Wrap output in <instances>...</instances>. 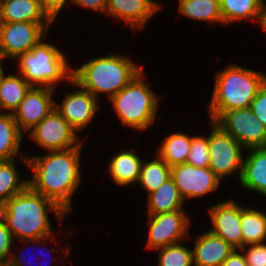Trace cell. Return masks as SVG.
<instances>
[{"mask_svg":"<svg viewBox=\"0 0 266 266\" xmlns=\"http://www.w3.org/2000/svg\"><path fill=\"white\" fill-rule=\"evenodd\" d=\"M81 148L82 144L67 150L50 151L44 156L21 157L33 171V178L28 179L29 186L66 213L71 211V197L81 181Z\"/></svg>","mask_w":266,"mask_h":266,"instance_id":"obj_1","label":"cell"},{"mask_svg":"<svg viewBox=\"0 0 266 266\" xmlns=\"http://www.w3.org/2000/svg\"><path fill=\"white\" fill-rule=\"evenodd\" d=\"M55 213L59 220L67 214L58 204L34 191L29 185L0 206V217L10 230L13 238L21 242H40L50 239L48 212ZM18 236V237H17Z\"/></svg>","mask_w":266,"mask_h":266,"instance_id":"obj_2","label":"cell"},{"mask_svg":"<svg viewBox=\"0 0 266 266\" xmlns=\"http://www.w3.org/2000/svg\"><path fill=\"white\" fill-rule=\"evenodd\" d=\"M141 71L129 57L112 54L92 58L79 68H73L69 82L89 91L97 99L99 93H109L108 97L111 99Z\"/></svg>","mask_w":266,"mask_h":266,"instance_id":"obj_3","label":"cell"},{"mask_svg":"<svg viewBox=\"0 0 266 266\" xmlns=\"http://www.w3.org/2000/svg\"><path fill=\"white\" fill-rule=\"evenodd\" d=\"M213 95L208 107L211 122L223 112L233 109L249 108L259 88L266 81L262 72L252 71L230 64L217 72Z\"/></svg>","mask_w":266,"mask_h":266,"instance_id":"obj_4","label":"cell"},{"mask_svg":"<svg viewBox=\"0 0 266 266\" xmlns=\"http://www.w3.org/2000/svg\"><path fill=\"white\" fill-rule=\"evenodd\" d=\"M17 59L19 74L32 87L55 89L60 80L72 79V67L68 65L64 53L42 40L30 51L19 55Z\"/></svg>","mask_w":266,"mask_h":266,"instance_id":"obj_5","label":"cell"},{"mask_svg":"<svg viewBox=\"0 0 266 266\" xmlns=\"http://www.w3.org/2000/svg\"><path fill=\"white\" fill-rule=\"evenodd\" d=\"M142 73L110 99L122 124L135 130L149 128L158 110V96L144 83Z\"/></svg>","mask_w":266,"mask_h":266,"instance_id":"obj_6","label":"cell"},{"mask_svg":"<svg viewBox=\"0 0 266 266\" xmlns=\"http://www.w3.org/2000/svg\"><path fill=\"white\" fill-rule=\"evenodd\" d=\"M211 123L212 133L208 136L210 157L208 167L220 180L239 170L240 180L244 161L241 151L244 147L217 124Z\"/></svg>","mask_w":266,"mask_h":266,"instance_id":"obj_7","label":"cell"},{"mask_svg":"<svg viewBox=\"0 0 266 266\" xmlns=\"http://www.w3.org/2000/svg\"><path fill=\"white\" fill-rule=\"evenodd\" d=\"M214 123L233 136L245 149L266 147V127L250 107L223 112Z\"/></svg>","mask_w":266,"mask_h":266,"instance_id":"obj_8","label":"cell"},{"mask_svg":"<svg viewBox=\"0 0 266 266\" xmlns=\"http://www.w3.org/2000/svg\"><path fill=\"white\" fill-rule=\"evenodd\" d=\"M52 22H0V53L15 60L37 45ZM46 30V31H45Z\"/></svg>","mask_w":266,"mask_h":266,"instance_id":"obj_9","label":"cell"},{"mask_svg":"<svg viewBox=\"0 0 266 266\" xmlns=\"http://www.w3.org/2000/svg\"><path fill=\"white\" fill-rule=\"evenodd\" d=\"M76 130L53 109L33 129L29 136L36 144L49 151L67 150L81 143Z\"/></svg>","mask_w":266,"mask_h":266,"instance_id":"obj_10","label":"cell"},{"mask_svg":"<svg viewBox=\"0 0 266 266\" xmlns=\"http://www.w3.org/2000/svg\"><path fill=\"white\" fill-rule=\"evenodd\" d=\"M149 235L147 248L159 249L180 243L188 233L189 218L183 210L148 215Z\"/></svg>","mask_w":266,"mask_h":266,"instance_id":"obj_11","label":"cell"},{"mask_svg":"<svg viewBox=\"0 0 266 266\" xmlns=\"http://www.w3.org/2000/svg\"><path fill=\"white\" fill-rule=\"evenodd\" d=\"M171 177L184 201L187 197L204 196L216 190L221 181L209 167H195L187 163L171 167Z\"/></svg>","mask_w":266,"mask_h":266,"instance_id":"obj_12","label":"cell"},{"mask_svg":"<svg viewBox=\"0 0 266 266\" xmlns=\"http://www.w3.org/2000/svg\"><path fill=\"white\" fill-rule=\"evenodd\" d=\"M53 91L54 89L47 87L29 89L19 107L12 113L21 132L33 129L55 108Z\"/></svg>","mask_w":266,"mask_h":266,"instance_id":"obj_13","label":"cell"},{"mask_svg":"<svg viewBox=\"0 0 266 266\" xmlns=\"http://www.w3.org/2000/svg\"><path fill=\"white\" fill-rule=\"evenodd\" d=\"M209 214L213 229L209 232L224 239L235 249L243 247V236L241 233V206L234 200H228L210 207Z\"/></svg>","mask_w":266,"mask_h":266,"instance_id":"obj_14","label":"cell"},{"mask_svg":"<svg viewBox=\"0 0 266 266\" xmlns=\"http://www.w3.org/2000/svg\"><path fill=\"white\" fill-rule=\"evenodd\" d=\"M80 89L67 94L61 105L55 104L54 108L77 132L92 121L99 109L98 99Z\"/></svg>","mask_w":266,"mask_h":266,"instance_id":"obj_15","label":"cell"},{"mask_svg":"<svg viewBox=\"0 0 266 266\" xmlns=\"http://www.w3.org/2000/svg\"><path fill=\"white\" fill-rule=\"evenodd\" d=\"M160 8L161 4L153 0H107L106 12L130 24L134 30L144 27Z\"/></svg>","mask_w":266,"mask_h":266,"instance_id":"obj_16","label":"cell"},{"mask_svg":"<svg viewBox=\"0 0 266 266\" xmlns=\"http://www.w3.org/2000/svg\"><path fill=\"white\" fill-rule=\"evenodd\" d=\"M55 18L42 0H4L0 2V22H53Z\"/></svg>","mask_w":266,"mask_h":266,"instance_id":"obj_17","label":"cell"},{"mask_svg":"<svg viewBox=\"0 0 266 266\" xmlns=\"http://www.w3.org/2000/svg\"><path fill=\"white\" fill-rule=\"evenodd\" d=\"M234 250L224 239L206 231L195 241L193 266H220Z\"/></svg>","mask_w":266,"mask_h":266,"instance_id":"obj_18","label":"cell"},{"mask_svg":"<svg viewBox=\"0 0 266 266\" xmlns=\"http://www.w3.org/2000/svg\"><path fill=\"white\" fill-rule=\"evenodd\" d=\"M251 153L243 161L240 183L250 191L266 196V147L249 148Z\"/></svg>","mask_w":266,"mask_h":266,"instance_id":"obj_19","label":"cell"},{"mask_svg":"<svg viewBox=\"0 0 266 266\" xmlns=\"http://www.w3.org/2000/svg\"><path fill=\"white\" fill-rule=\"evenodd\" d=\"M142 163L133 150H125L111 159L108 171L116 184H134L139 180Z\"/></svg>","mask_w":266,"mask_h":266,"instance_id":"obj_20","label":"cell"},{"mask_svg":"<svg viewBox=\"0 0 266 266\" xmlns=\"http://www.w3.org/2000/svg\"><path fill=\"white\" fill-rule=\"evenodd\" d=\"M147 198L149 215L183 210L182 205L185 202L172 177L149 194Z\"/></svg>","mask_w":266,"mask_h":266,"instance_id":"obj_21","label":"cell"},{"mask_svg":"<svg viewBox=\"0 0 266 266\" xmlns=\"http://www.w3.org/2000/svg\"><path fill=\"white\" fill-rule=\"evenodd\" d=\"M22 133L12 113H0V161L15 159L20 150Z\"/></svg>","mask_w":266,"mask_h":266,"instance_id":"obj_22","label":"cell"},{"mask_svg":"<svg viewBox=\"0 0 266 266\" xmlns=\"http://www.w3.org/2000/svg\"><path fill=\"white\" fill-rule=\"evenodd\" d=\"M31 87L21 75L5 76L0 83V111L5 109L13 113Z\"/></svg>","mask_w":266,"mask_h":266,"instance_id":"obj_23","label":"cell"},{"mask_svg":"<svg viewBox=\"0 0 266 266\" xmlns=\"http://www.w3.org/2000/svg\"><path fill=\"white\" fill-rule=\"evenodd\" d=\"M192 137L183 133H172L161 143L158 155L170 167L187 162Z\"/></svg>","mask_w":266,"mask_h":266,"instance_id":"obj_24","label":"cell"},{"mask_svg":"<svg viewBox=\"0 0 266 266\" xmlns=\"http://www.w3.org/2000/svg\"><path fill=\"white\" fill-rule=\"evenodd\" d=\"M243 246L263 243L266 239V213L241 207Z\"/></svg>","mask_w":266,"mask_h":266,"instance_id":"obj_25","label":"cell"},{"mask_svg":"<svg viewBox=\"0 0 266 266\" xmlns=\"http://www.w3.org/2000/svg\"><path fill=\"white\" fill-rule=\"evenodd\" d=\"M179 12L191 19L223 24L220 0H179Z\"/></svg>","mask_w":266,"mask_h":266,"instance_id":"obj_26","label":"cell"},{"mask_svg":"<svg viewBox=\"0 0 266 266\" xmlns=\"http://www.w3.org/2000/svg\"><path fill=\"white\" fill-rule=\"evenodd\" d=\"M265 0H220L223 24L234 23L241 19H258Z\"/></svg>","mask_w":266,"mask_h":266,"instance_id":"obj_27","label":"cell"},{"mask_svg":"<svg viewBox=\"0 0 266 266\" xmlns=\"http://www.w3.org/2000/svg\"><path fill=\"white\" fill-rule=\"evenodd\" d=\"M171 177V167L159 156L152 161L143 162L138 183L148 192L156 191Z\"/></svg>","mask_w":266,"mask_h":266,"instance_id":"obj_28","label":"cell"},{"mask_svg":"<svg viewBox=\"0 0 266 266\" xmlns=\"http://www.w3.org/2000/svg\"><path fill=\"white\" fill-rule=\"evenodd\" d=\"M15 166L14 159L0 161V206L29 185L27 179L20 181Z\"/></svg>","mask_w":266,"mask_h":266,"instance_id":"obj_29","label":"cell"},{"mask_svg":"<svg viewBox=\"0 0 266 266\" xmlns=\"http://www.w3.org/2000/svg\"><path fill=\"white\" fill-rule=\"evenodd\" d=\"M158 265L159 266H192L193 252L182 243L159 248Z\"/></svg>","mask_w":266,"mask_h":266,"instance_id":"obj_30","label":"cell"},{"mask_svg":"<svg viewBox=\"0 0 266 266\" xmlns=\"http://www.w3.org/2000/svg\"><path fill=\"white\" fill-rule=\"evenodd\" d=\"M210 162L208 137L194 136L187 159V164L195 167H208Z\"/></svg>","mask_w":266,"mask_h":266,"instance_id":"obj_31","label":"cell"},{"mask_svg":"<svg viewBox=\"0 0 266 266\" xmlns=\"http://www.w3.org/2000/svg\"><path fill=\"white\" fill-rule=\"evenodd\" d=\"M249 249L246 251V248ZM242 253H245V259L248 266H266V244L256 243L243 246Z\"/></svg>","mask_w":266,"mask_h":266,"instance_id":"obj_32","label":"cell"},{"mask_svg":"<svg viewBox=\"0 0 266 266\" xmlns=\"http://www.w3.org/2000/svg\"><path fill=\"white\" fill-rule=\"evenodd\" d=\"M13 236L10 230L7 228L5 222L0 217V261H2L5 265L8 263L10 256L13 252H11Z\"/></svg>","mask_w":266,"mask_h":266,"instance_id":"obj_33","label":"cell"},{"mask_svg":"<svg viewBox=\"0 0 266 266\" xmlns=\"http://www.w3.org/2000/svg\"><path fill=\"white\" fill-rule=\"evenodd\" d=\"M253 114L266 127V81L259 88L256 97L250 105Z\"/></svg>","mask_w":266,"mask_h":266,"instance_id":"obj_34","label":"cell"},{"mask_svg":"<svg viewBox=\"0 0 266 266\" xmlns=\"http://www.w3.org/2000/svg\"><path fill=\"white\" fill-rule=\"evenodd\" d=\"M73 4L94 11L106 12L107 0H73Z\"/></svg>","mask_w":266,"mask_h":266,"instance_id":"obj_35","label":"cell"},{"mask_svg":"<svg viewBox=\"0 0 266 266\" xmlns=\"http://www.w3.org/2000/svg\"><path fill=\"white\" fill-rule=\"evenodd\" d=\"M220 266H248L244 253L239 249H235L231 255Z\"/></svg>","mask_w":266,"mask_h":266,"instance_id":"obj_36","label":"cell"},{"mask_svg":"<svg viewBox=\"0 0 266 266\" xmlns=\"http://www.w3.org/2000/svg\"><path fill=\"white\" fill-rule=\"evenodd\" d=\"M70 1L73 2V0ZM42 2L45 8L56 18L68 0H42Z\"/></svg>","mask_w":266,"mask_h":266,"instance_id":"obj_37","label":"cell"},{"mask_svg":"<svg viewBox=\"0 0 266 266\" xmlns=\"http://www.w3.org/2000/svg\"><path fill=\"white\" fill-rule=\"evenodd\" d=\"M257 21L260 23L261 27H263V29L266 31V4H264V2Z\"/></svg>","mask_w":266,"mask_h":266,"instance_id":"obj_38","label":"cell"},{"mask_svg":"<svg viewBox=\"0 0 266 266\" xmlns=\"http://www.w3.org/2000/svg\"><path fill=\"white\" fill-rule=\"evenodd\" d=\"M20 259L21 258H19L18 256H15V254H11L10 259H9L8 263L6 264V266H22V262L20 261ZM27 261H29V260H27ZM23 262H25V261H23Z\"/></svg>","mask_w":266,"mask_h":266,"instance_id":"obj_39","label":"cell"},{"mask_svg":"<svg viewBox=\"0 0 266 266\" xmlns=\"http://www.w3.org/2000/svg\"><path fill=\"white\" fill-rule=\"evenodd\" d=\"M6 57H4L1 53H0V83L3 80V78L5 77L4 72H3V68H2V63H1V59L4 60Z\"/></svg>","mask_w":266,"mask_h":266,"instance_id":"obj_40","label":"cell"},{"mask_svg":"<svg viewBox=\"0 0 266 266\" xmlns=\"http://www.w3.org/2000/svg\"><path fill=\"white\" fill-rule=\"evenodd\" d=\"M0 266H6L2 261H0Z\"/></svg>","mask_w":266,"mask_h":266,"instance_id":"obj_41","label":"cell"}]
</instances>
